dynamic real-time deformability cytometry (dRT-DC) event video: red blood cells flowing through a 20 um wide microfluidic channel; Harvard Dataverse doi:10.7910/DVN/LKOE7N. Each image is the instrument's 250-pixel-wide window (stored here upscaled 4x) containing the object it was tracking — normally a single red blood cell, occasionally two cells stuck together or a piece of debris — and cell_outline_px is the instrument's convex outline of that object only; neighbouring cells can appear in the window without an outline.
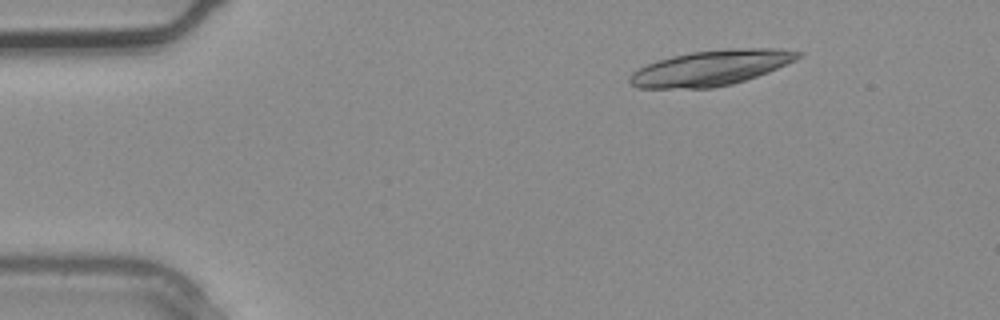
{"species": "common noctule bat (a hibernating species)", "species_latin": "Nyctalus noctula", "temperature_condition": "warm", "stored_images_in_passage": 3, "camera_frame_rate_fps": 3000, "um_per_image_px": 0.085, "animal": {"sex": "male", "body_mass_g": 20.4}, "frame": {"image": 1, "passage_image": 2, "time_ms": 0.333, "image_size_px": [1000, 320], "cell_outline_px": [[804, 52], [796, 60], [768, 72], [732, 84], [712, 88], [636, 88], [628, 80], [628, 76], [632, 72], [656, 60], [672, 56], [692, 52], [736, 48], [780, 48]], "centroid_in_image_um": [60.43, 5.77], "position_along_channel_um": 24.6, "area_um2": 34.56}}